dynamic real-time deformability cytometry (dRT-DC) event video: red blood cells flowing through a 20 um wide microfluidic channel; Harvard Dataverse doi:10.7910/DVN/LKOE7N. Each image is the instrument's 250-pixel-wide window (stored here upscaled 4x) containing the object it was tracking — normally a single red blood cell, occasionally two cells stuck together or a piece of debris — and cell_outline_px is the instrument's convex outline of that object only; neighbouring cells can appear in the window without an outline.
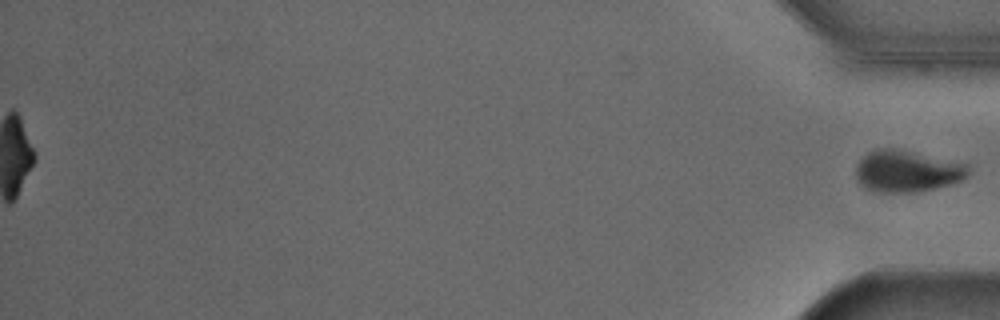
{"species": "Egyptian fruit bat (a non-hibernating species)", "species_latin": "Rousettus aegyptiacus", "temperature_condition": "cold", "stored_images_in_passage": 53, "segment_of_instrument_passage": [2, 2], "camera_frame_rate_fps": 3000, "um_per_image_px": 0.085, "animal": {"sex": "male"}, "frame": {"image": 1, "passage_image": 53, "time_ms": 17.333, "image_size_px": [1000, 320], "cell_outline_px": [[968, 176], [960, 180], [948, 184], [916, 192], [880, 192], [864, 188], [856, 180], [856, 168], [860, 160], [868, 152], [876, 148], [900, 148], [968, 164]], "centroid_in_image_um": [77.06, 14.53], "position_along_channel_um": 358.1, "area_um2": 27.34}}